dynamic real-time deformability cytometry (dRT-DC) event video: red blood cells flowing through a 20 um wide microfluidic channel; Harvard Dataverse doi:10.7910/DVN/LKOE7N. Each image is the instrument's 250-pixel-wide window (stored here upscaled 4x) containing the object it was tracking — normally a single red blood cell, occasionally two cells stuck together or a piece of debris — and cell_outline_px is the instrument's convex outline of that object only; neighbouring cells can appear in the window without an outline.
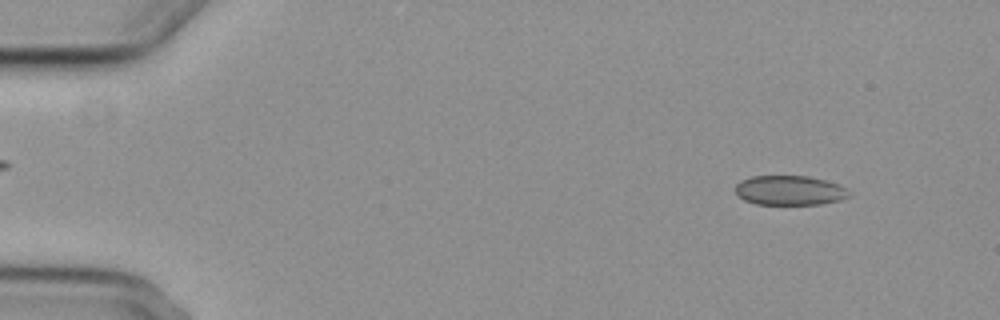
{"species": "common noctule bat (a hibernating species)", "species_latin": "Nyctalus noctula", "temperature_condition": "cold", "stored_images_in_passage": 7, "camera_frame_rate_fps": 3000, "um_per_image_px": 0.085, "animal": {"sex": "female", "body_mass_g": 29.2, "forearm_length_mm": 56.3}, "frame": {"image": 1, "passage_image": 1, "time_ms": 0.0, "image_size_px": [1000, 320], "cell_outline_px": [[848, 196], [840, 200], [820, 204], [756, 204], [744, 200], [736, 196], [736, 184], [740, 180], [752, 176], [808, 176], [824, 180], [848, 188]], "centroid_in_image_um": [67.07, 16.18], "position_along_channel_um": 17.9, "area_um2": 19.54}}
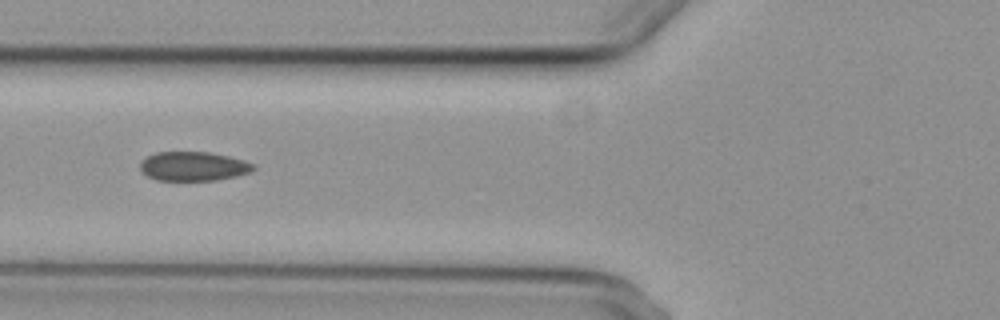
{"frame": {"image": 2, "passage_image": 5, "time_ms": 5.333, "image_size_px": [1000, 320], "cell_outline_px": [[256, 168], [252, 172], [236, 176], [216, 180], [156, 180], [148, 176], [140, 168], [140, 164], [148, 156], [156, 152], [208, 152], [228, 156], [244, 160], [256, 164]], "centroid_in_image_um": [16.5, 14.13], "position_along_channel_um": 109.3, "area_um2": 19.19}}
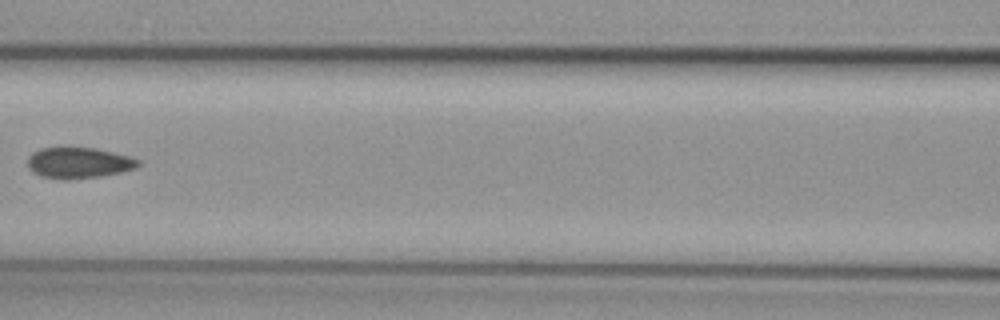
{"frame": {"image": 3, "passage_image": 6, "time_ms": 6.667, "image_size_px": [1000, 320], "cell_outline_px": [[140, 164], [136, 168], [120, 172], [100, 176], [68, 180], [56, 180], [40, 176], [32, 172], [28, 168], [28, 156], [32, 152], [40, 148], [64, 144], [96, 148], [128, 156], [140, 160]], "centroid_in_image_um": [6.6, 13.8], "position_along_channel_um": 160.0, "area_um2": 20.87}}